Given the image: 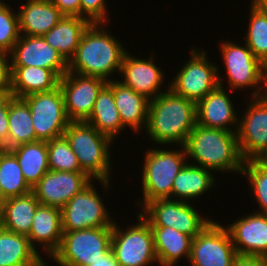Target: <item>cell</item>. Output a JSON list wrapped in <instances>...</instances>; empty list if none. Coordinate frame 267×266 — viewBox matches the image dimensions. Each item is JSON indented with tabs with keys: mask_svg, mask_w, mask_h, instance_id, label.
I'll return each mask as SVG.
<instances>
[{
	"mask_svg": "<svg viewBox=\"0 0 267 266\" xmlns=\"http://www.w3.org/2000/svg\"><path fill=\"white\" fill-rule=\"evenodd\" d=\"M92 181L94 180L85 172L48 170L32 188V192L40 204L62 209L73 196Z\"/></svg>",
	"mask_w": 267,
	"mask_h": 266,
	"instance_id": "2e32d148",
	"label": "cell"
},
{
	"mask_svg": "<svg viewBox=\"0 0 267 266\" xmlns=\"http://www.w3.org/2000/svg\"><path fill=\"white\" fill-rule=\"evenodd\" d=\"M26 235L0 227V266H40L44 260Z\"/></svg>",
	"mask_w": 267,
	"mask_h": 266,
	"instance_id": "4316f807",
	"label": "cell"
},
{
	"mask_svg": "<svg viewBox=\"0 0 267 266\" xmlns=\"http://www.w3.org/2000/svg\"><path fill=\"white\" fill-rule=\"evenodd\" d=\"M221 42V56L226 67L227 83H229L231 91L249 87L253 89L251 97L266 94L267 67L254 56L246 43L240 46L230 41ZM252 87H256V90Z\"/></svg>",
	"mask_w": 267,
	"mask_h": 266,
	"instance_id": "52a82bcc",
	"label": "cell"
},
{
	"mask_svg": "<svg viewBox=\"0 0 267 266\" xmlns=\"http://www.w3.org/2000/svg\"><path fill=\"white\" fill-rule=\"evenodd\" d=\"M249 101L244 115L239 118L236 132L244 162L255 160L267 150V93Z\"/></svg>",
	"mask_w": 267,
	"mask_h": 266,
	"instance_id": "5bb4252c",
	"label": "cell"
},
{
	"mask_svg": "<svg viewBox=\"0 0 267 266\" xmlns=\"http://www.w3.org/2000/svg\"><path fill=\"white\" fill-rule=\"evenodd\" d=\"M241 174L247 177L250 194L254 195L259 204V211L255 212L267 215V170L255 160H248L243 163Z\"/></svg>",
	"mask_w": 267,
	"mask_h": 266,
	"instance_id": "d590c367",
	"label": "cell"
},
{
	"mask_svg": "<svg viewBox=\"0 0 267 266\" xmlns=\"http://www.w3.org/2000/svg\"><path fill=\"white\" fill-rule=\"evenodd\" d=\"M9 150L16 156L27 184L33 188L49 170L47 142L36 141Z\"/></svg>",
	"mask_w": 267,
	"mask_h": 266,
	"instance_id": "4dcf8cb0",
	"label": "cell"
},
{
	"mask_svg": "<svg viewBox=\"0 0 267 266\" xmlns=\"http://www.w3.org/2000/svg\"><path fill=\"white\" fill-rule=\"evenodd\" d=\"M251 2L267 17V0H251Z\"/></svg>",
	"mask_w": 267,
	"mask_h": 266,
	"instance_id": "ee69618b",
	"label": "cell"
},
{
	"mask_svg": "<svg viewBox=\"0 0 267 266\" xmlns=\"http://www.w3.org/2000/svg\"><path fill=\"white\" fill-rule=\"evenodd\" d=\"M48 263H46L45 261L40 265V266H49V265H46Z\"/></svg>",
	"mask_w": 267,
	"mask_h": 266,
	"instance_id": "c3c4849f",
	"label": "cell"
},
{
	"mask_svg": "<svg viewBox=\"0 0 267 266\" xmlns=\"http://www.w3.org/2000/svg\"><path fill=\"white\" fill-rule=\"evenodd\" d=\"M212 172L187 162L173 181L172 199L189 202L206 194L216 185Z\"/></svg>",
	"mask_w": 267,
	"mask_h": 266,
	"instance_id": "484cf974",
	"label": "cell"
},
{
	"mask_svg": "<svg viewBox=\"0 0 267 266\" xmlns=\"http://www.w3.org/2000/svg\"><path fill=\"white\" fill-rule=\"evenodd\" d=\"M246 38V45L254 56L267 67V17L252 2Z\"/></svg>",
	"mask_w": 267,
	"mask_h": 266,
	"instance_id": "836d02e7",
	"label": "cell"
},
{
	"mask_svg": "<svg viewBox=\"0 0 267 266\" xmlns=\"http://www.w3.org/2000/svg\"><path fill=\"white\" fill-rule=\"evenodd\" d=\"M39 205L40 202L32 191L26 195L5 199L1 227L28 236Z\"/></svg>",
	"mask_w": 267,
	"mask_h": 266,
	"instance_id": "f1b7e54d",
	"label": "cell"
},
{
	"mask_svg": "<svg viewBox=\"0 0 267 266\" xmlns=\"http://www.w3.org/2000/svg\"><path fill=\"white\" fill-rule=\"evenodd\" d=\"M184 147L187 161L193 158V163L190 162V164L209 169L214 174L215 171L236 172L237 174L242 172L244 161L235 132L196 124Z\"/></svg>",
	"mask_w": 267,
	"mask_h": 266,
	"instance_id": "3957f363",
	"label": "cell"
},
{
	"mask_svg": "<svg viewBox=\"0 0 267 266\" xmlns=\"http://www.w3.org/2000/svg\"><path fill=\"white\" fill-rule=\"evenodd\" d=\"M232 266H267V258L262 256L237 255Z\"/></svg>",
	"mask_w": 267,
	"mask_h": 266,
	"instance_id": "b9f144b4",
	"label": "cell"
},
{
	"mask_svg": "<svg viewBox=\"0 0 267 266\" xmlns=\"http://www.w3.org/2000/svg\"><path fill=\"white\" fill-rule=\"evenodd\" d=\"M89 266H120L117 262V259L114 257V254L111 248L99 259L92 262Z\"/></svg>",
	"mask_w": 267,
	"mask_h": 266,
	"instance_id": "7bdbcfd3",
	"label": "cell"
},
{
	"mask_svg": "<svg viewBox=\"0 0 267 266\" xmlns=\"http://www.w3.org/2000/svg\"><path fill=\"white\" fill-rule=\"evenodd\" d=\"M137 224L121 230L113 223L111 250L120 266H150L157 261L153 232L149 223L137 213Z\"/></svg>",
	"mask_w": 267,
	"mask_h": 266,
	"instance_id": "ba28073f",
	"label": "cell"
},
{
	"mask_svg": "<svg viewBox=\"0 0 267 266\" xmlns=\"http://www.w3.org/2000/svg\"><path fill=\"white\" fill-rule=\"evenodd\" d=\"M139 214L150 226L172 227L192 238L212 221L206 216L202 217L190 202L170 198L147 203Z\"/></svg>",
	"mask_w": 267,
	"mask_h": 266,
	"instance_id": "30bf717a",
	"label": "cell"
},
{
	"mask_svg": "<svg viewBox=\"0 0 267 266\" xmlns=\"http://www.w3.org/2000/svg\"><path fill=\"white\" fill-rule=\"evenodd\" d=\"M2 211H3V203L0 201V227L2 225Z\"/></svg>",
	"mask_w": 267,
	"mask_h": 266,
	"instance_id": "bcb514c9",
	"label": "cell"
},
{
	"mask_svg": "<svg viewBox=\"0 0 267 266\" xmlns=\"http://www.w3.org/2000/svg\"><path fill=\"white\" fill-rule=\"evenodd\" d=\"M5 94L3 92H0V99L4 96Z\"/></svg>",
	"mask_w": 267,
	"mask_h": 266,
	"instance_id": "681fc988",
	"label": "cell"
},
{
	"mask_svg": "<svg viewBox=\"0 0 267 266\" xmlns=\"http://www.w3.org/2000/svg\"><path fill=\"white\" fill-rule=\"evenodd\" d=\"M60 78L50 69L34 66H11V90L13 97L50 91L59 85Z\"/></svg>",
	"mask_w": 267,
	"mask_h": 266,
	"instance_id": "d4e9b609",
	"label": "cell"
},
{
	"mask_svg": "<svg viewBox=\"0 0 267 266\" xmlns=\"http://www.w3.org/2000/svg\"><path fill=\"white\" fill-rule=\"evenodd\" d=\"M206 55L205 50L191 47L190 59L175 74L169 89L195 103L212 92L219 85L217 65Z\"/></svg>",
	"mask_w": 267,
	"mask_h": 266,
	"instance_id": "8fae6325",
	"label": "cell"
},
{
	"mask_svg": "<svg viewBox=\"0 0 267 266\" xmlns=\"http://www.w3.org/2000/svg\"><path fill=\"white\" fill-rule=\"evenodd\" d=\"M85 121L113 142L121 130H125L115 105L113 90L107 84L99 92L91 115Z\"/></svg>",
	"mask_w": 267,
	"mask_h": 266,
	"instance_id": "f546056e",
	"label": "cell"
},
{
	"mask_svg": "<svg viewBox=\"0 0 267 266\" xmlns=\"http://www.w3.org/2000/svg\"><path fill=\"white\" fill-rule=\"evenodd\" d=\"M105 25L90 23L84 30L76 52L68 62V72L100 77L107 82L112 80L113 72H120L127 50Z\"/></svg>",
	"mask_w": 267,
	"mask_h": 266,
	"instance_id": "7a4b0ae2",
	"label": "cell"
},
{
	"mask_svg": "<svg viewBox=\"0 0 267 266\" xmlns=\"http://www.w3.org/2000/svg\"><path fill=\"white\" fill-rule=\"evenodd\" d=\"M64 15L80 17V0H50Z\"/></svg>",
	"mask_w": 267,
	"mask_h": 266,
	"instance_id": "60d3db41",
	"label": "cell"
},
{
	"mask_svg": "<svg viewBox=\"0 0 267 266\" xmlns=\"http://www.w3.org/2000/svg\"><path fill=\"white\" fill-rule=\"evenodd\" d=\"M105 205L96 191L95 185L91 182L61 209L63 232L113 227L114 220H112Z\"/></svg>",
	"mask_w": 267,
	"mask_h": 266,
	"instance_id": "7c38bea8",
	"label": "cell"
},
{
	"mask_svg": "<svg viewBox=\"0 0 267 266\" xmlns=\"http://www.w3.org/2000/svg\"><path fill=\"white\" fill-rule=\"evenodd\" d=\"M63 135L76 155L81 169L91 179L99 181L104 186V191L109 189L113 167L109 150L113 141L86 121H70Z\"/></svg>",
	"mask_w": 267,
	"mask_h": 266,
	"instance_id": "277c9868",
	"label": "cell"
},
{
	"mask_svg": "<svg viewBox=\"0 0 267 266\" xmlns=\"http://www.w3.org/2000/svg\"><path fill=\"white\" fill-rule=\"evenodd\" d=\"M167 88L150 100L145 132L153 144L184 147L196 125V103Z\"/></svg>",
	"mask_w": 267,
	"mask_h": 266,
	"instance_id": "6da1fadb",
	"label": "cell"
},
{
	"mask_svg": "<svg viewBox=\"0 0 267 266\" xmlns=\"http://www.w3.org/2000/svg\"><path fill=\"white\" fill-rule=\"evenodd\" d=\"M154 60L153 55L149 57V60L141 59L127 51L123 57L119 72L123 81L119 80V82L143 95L148 100H152L164 93L165 91L160 88L163 85L162 82H165L164 72L154 63Z\"/></svg>",
	"mask_w": 267,
	"mask_h": 266,
	"instance_id": "d6986e66",
	"label": "cell"
},
{
	"mask_svg": "<svg viewBox=\"0 0 267 266\" xmlns=\"http://www.w3.org/2000/svg\"><path fill=\"white\" fill-rule=\"evenodd\" d=\"M47 148L49 170L84 172L64 135L48 141Z\"/></svg>",
	"mask_w": 267,
	"mask_h": 266,
	"instance_id": "e575fe53",
	"label": "cell"
},
{
	"mask_svg": "<svg viewBox=\"0 0 267 266\" xmlns=\"http://www.w3.org/2000/svg\"><path fill=\"white\" fill-rule=\"evenodd\" d=\"M8 149L36 142L31 112L23 98L8 93Z\"/></svg>",
	"mask_w": 267,
	"mask_h": 266,
	"instance_id": "1f68e13d",
	"label": "cell"
},
{
	"mask_svg": "<svg viewBox=\"0 0 267 266\" xmlns=\"http://www.w3.org/2000/svg\"><path fill=\"white\" fill-rule=\"evenodd\" d=\"M20 35L43 36L64 14L50 0H26L18 11Z\"/></svg>",
	"mask_w": 267,
	"mask_h": 266,
	"instance_id": "603a6c76",
	"label": "cell"
},
{
	"mask_svg": "<svg viewBox=\"0 0 267 266\" xmlns=\"http://www.w3.org/2000/svg\"><path fill=\"white\" fill-rule=\"evenodd\" d=\"M61 209L40 204L33 217L29 238L31 246L37 251L38 245L41 251L45 250L48 258L59 249L62 240Z\"/></svg>",
	"mask_w": 267,
	"mask_h": 266,
	"instance_id": "44dd1931",
	"label": "cell"
},
{
	"mask_svg": "<svg viewBox=\"0 0 267 266\" xmlns=\"http://www.w3.org/2000/svg\"><path fill=\"white\" fill-rule=\"evenodd\" d=\"M237 254L267 258V215L253 212L225 226Z\"/></svg>",
	"mask_w": 267,
	"mask_h": 266,
	"instance_id": "ffe728a7",
	"label": "cell"
},
{
	"mask_svg": "<svg viewBox=\"0 0 267 266\" xmlns=\"http://www.w3.org/2000/svg\"><path fill=\"white\" fill-rule=\"evenodd\" d=\"M4 200H5V199L3 198L2 190H1V185H0V201L3 203Z\"/></svg>",
	"mask_w": 267,
	"mask_h": 266,
	"instance_id": "7dc6e473",
	"label": "cell"
},
{
	"mask_svg": "<svg viewBox=\"0 0 267 266\" xmlns=\"http://www.w3.org/2000/svg\"><path fill=\"white\" fill-rule=\"evenodd\" d=\"M90 22L79 16L64 17L45 35L46 42L69 62L74 56L80 38Z\"/></svg>",
	"mask_w": 267,
	"mask_h": 266,
	"instance_id": "83f0119b",
	"label": "cell"
},
{
	"mask_svg": "<svg viewBox=\"0 0 267 266\" xmlns=\"http://www.w3.org/2000/svg\"><path fill=\"white\" fill-rule=\"evenodd\" d=\"M8 94L0 99V149H8Z\"/></svg>",
	"mask_w": 267,
	"mask_h": 266,
	"instance_id": "ab89813d",
	"label": "cell"
},
{
	"mask_svg": "<svg viewBox=\"0 0 267 266\" xmlns=\"http://www.w3.org/2000/svg\"><path fill=\"white\" fill-rule=\"evenodd\" d=\"M159 266H175L179 259L190 258L192 237L167 226H150Z\"/></svg>",
	"mask_w": 267,
	"mask_h": 266,
	"instance_id": "cb8c5ba5",
	"label": "cell"
},
{
	"mask_svg": "<svg viewBox=\"0 0 267 266\" xmlns=\"http://www.w3.org/2000/svg\"><path fill=\"white\" fill-rule=\"evenodd\" d=\"M112 227L63 232L51 259L59 266H89L111 248Z\"/></svg>",
	"mask_w": 267,
	"mask_h": 266,
	"instance_id": "8992f818",
	"label": "cell"
},
{
	"mask_svg": "<svg viewBox=\"0 0 267 266\" xmlns=\"http://www.w3.org/2000/svg\"><path fill=\"white\" fill-rule=\"evenodd\" d=\"M180 148L176 151L159 148L146 151L141 180L143 200L139 201L141 208L153 200L172 199L173 181L187 163L185 147Z\"/></svg>",
	"mask_w": 267,
	"mask_h": 266,
	"instance_id": "5b68a950",
	"label": "cell"
},
{
	"mask_svg": "<svg viewBox=\"0 0 267 266\" xmlns=\"http://www.w3.org/2000/svg\"><path fill=\"white\" fill-rule=\"evenodd\" d=\"M7 4L0 0V51L9 54L20 38V31L18 12Z\"/></svg>",
	"mask_w": 267,
	"mask_h": 266,
	"instance_id": "8d00e7d4",
	"label": "cell"
},
{
	"mask_svg": "<svg viewBox=\"0 0 267 266\" xmlns=\"http://www.w3.org/2000/svg\"><path fill=\"white\" fill-rule=\"evenodd\" d=\"M107 8L105 0H80V17L90 23H108Z\"/></svg>",
	"mask_w": 267,
	"mask_h": 266,
	"instance_id": "74e56055",
	"label": "cell"
},
{
	"mask_svg": "<svg viewBox=\"0 0 267 266\" xmlns=\"http://www.w3.org/2000/svg\"><path fill=\"white\" fill-rule=\"evenodd\" d=\"M23 99L27 102L36 141H51L63 136L70 120L65 112L63 93L59 85L50 90L29 94Z\"/></svg>",
	"mask_w": 267,
	"mask_h": 266,
	"instance_id": "9c48e42d",
	"label": "cell"
},
{
	"mask_svg": "<svg viewBox=\"0 0 267 266\" xmlns=\"http://www.w3.org/2000/svg\"><path fill=\"white\" fill-rule=\"evenodd\" d=\"M0 185L4 199L30 193L16 156L9 149H0Z\"/></svg>",
	"mask_w": 267,
	"mask_h": 266,
	"instance_id": "d6a6232c",
	"label": "cell"
},
{
	"mask_svg": "<svg viewBox=\"0 0 267 266\" xmlns=\"http://www.w3.org/2000/svg\"><path fill=\"white\" fill-rule=\"evenodd\" d=\"M11 66H34L52 70L59 78L68 71V62L43 36L20 35L9 53Z\"/></svg>",
	"mask_w": 267,
	"mask_h": 266,
	"instance_id": "e0dca14e",
	"label": "cell"
},
{
	"mask_svg": "<svg viewBox=\"0 0 267 266\" xmlns=\"http://www.w3.org/2000/svg\"><path fill=\"white\" fill-rule=\"evenodd\" d=\"M219 70L217 67L219 85L196 103V124L207 128L235 131L236 133L239 118L237 111L234 110V104L229 98L228 91L224 88ZM232 125H236V127L234 126L236 129H233Z\"/></svg>",
	"mask_w": 267,
	"mask_h": 266,
	"instance_id": "ac0fdd59",
	"label": "cell"
},
{
	"mask_svg": "<svg viewBox=\"0 0 267 266\" xmlns=\"http://www.w3.org/2000/svg\"><path fill=\"white\" fill-rule=\"evenodd\" d=\"M255 161L267 170V150H265L261 155H259Z\"/></svg>",
	"mask_w": 267,
	"mask_h": 266,
	"instance_id": "f6af8a7d",
	"label": "cell"
},
{
	"mask_svg": "<svg viewBox=\"0 0 267 266\" xmlns=\"http://www.w3.org/2000/svg\"><path fill=\"white\" fill-rule=\"evenodd\" d=\"M113 79L107 85L113 90L122 125L139 134L147 126L150 100L119 82V79Z\"/></svg>",
	"mask_w": 267,
	"mask_h": 266,
	"instance_id": "7402d4cb",
	"label": "cell"
},
{
	"mask_svg": "<svg viewBox=\"0 0 267 266\" xmlns=\"http://www.w3.org/2000/svg\"><path fill=\"white\" fill-rule=\"evenodd\" d=\"M11 90V64L8 53L0 51V92L10 93Z\"/></svg>",
	"mask_w": 267,
	"mask_h": 266,
	"instance_id": "f35d334b",
	"label": "cell"
},
{
	"mask_svg": "<svg viewBox=\"0 0 267 266\" xmlns=\"http://www.w3.org/2000/svg\"><path fill=\"white\" fill-rule=\"evenodd\" d=\"M237 252L228 229L212 220L192 239L191 266H232Z\"/></svg>",
	"mask_w": 267,
	"mask_h": 266,
	"instance_id": "4fadbf2b",
	"label": "cell"
},
{
	"mask_svg": "<svg viewBox=\"0 0 267 266\" xmlns=\"http://www.w3.org/2000/svg\"><path fill=\"white\" fill-rule=\"evenodd\" d=\"M107 81L96 76L66 72L59 80L63 93L65 112L70 121H85Z\"/></svg>",
	"mask_w": 267,
	"mask_h": 266,
	"instance_id": "9a60e30c",
	"label": "cell"
}]
</instances>
